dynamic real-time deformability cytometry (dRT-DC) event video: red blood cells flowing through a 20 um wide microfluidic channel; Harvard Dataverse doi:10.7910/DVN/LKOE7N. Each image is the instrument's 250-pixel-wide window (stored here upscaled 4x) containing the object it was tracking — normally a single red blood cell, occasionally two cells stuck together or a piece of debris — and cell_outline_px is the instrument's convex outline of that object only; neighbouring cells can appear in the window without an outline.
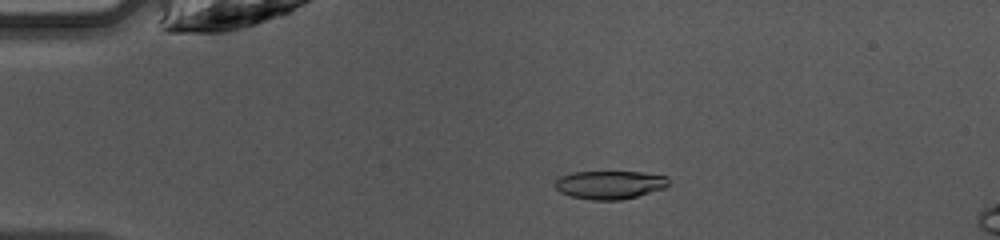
{"species": "common noctule bat (a hibernating species)", "species_latin": "Nyctalus noctula", "temperature_condition": "warm", "stored_images_in_passage": 47, "camera_frame_rate_fps": 3000, "um_per_image_px": 0.085, "animal": {"sex": "female", "body_mass_g": 10.0, "forearm_length_mm": 53.1}, "frame": {"image": 1, "passage_image": 10, "time_ms": 3.0, "image_size_px": [1000, 240], "cell_outline_px": [[668, 184], [664, 188], [636, 196], [620, 200], [592, 200], [572, 196], [560, 192], [552, 184], [560, 176], [572, 172], [640, 172], [668, 176]], "centroid_in_image_um": [51.79, 15.7], "position_along_channel_um": 33.2, "area_um2": 18.67}}
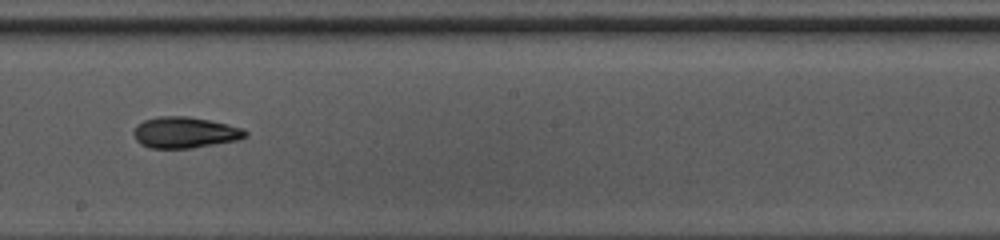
{"frame": {"image": 2, "passage_image": 27, "time_ms": 8.667, "image_size_px": [1000, 240], "cell_outline_px": [[248, 136], [236, 140], [192, 148], [152, 148], [140, 144], [136, 140], [132, 132], [136, 124], [144, 120], [156, 116], [188, 116], [208, 120], [244, 128], [248, 132]], "centroid_in_image_um": [15.68, 11.25], "position_along_channel_um": 232.5, "area_um2": 20.35}}
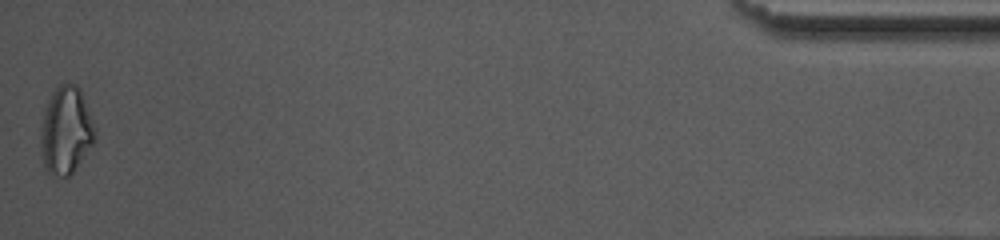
{"frame": {"image": 3, "passage_image": 47, "time_ms": 15.333, "image_size_px": [1000, 240], "cell_outline_px": [[96, 140], [72, 172], [68, 176], [60, 176], [48, 172], [44, 164], [40, 144], [40, 140], [44, 108], [48, 100], [56, 88], [60, 84], [68, 80], [76, 84], [80, 88], [96, 128]], "centroid_in_image_um": [5.62, 11.03], "position_along_channel_um": 429.6, "area_um2": 27.69}, "authors_computed_cell_mechanics": {"area_um2": 19.941, "velocity_mm_per_s": 4.2597, "shape_relaxation_time_tau1_ms": 5.6237, "shape_relaxation_time_tau2_ms": 3.1564, "deformation_change_tau1": 0.164, "deformation_change_tau2": 0.0947}}